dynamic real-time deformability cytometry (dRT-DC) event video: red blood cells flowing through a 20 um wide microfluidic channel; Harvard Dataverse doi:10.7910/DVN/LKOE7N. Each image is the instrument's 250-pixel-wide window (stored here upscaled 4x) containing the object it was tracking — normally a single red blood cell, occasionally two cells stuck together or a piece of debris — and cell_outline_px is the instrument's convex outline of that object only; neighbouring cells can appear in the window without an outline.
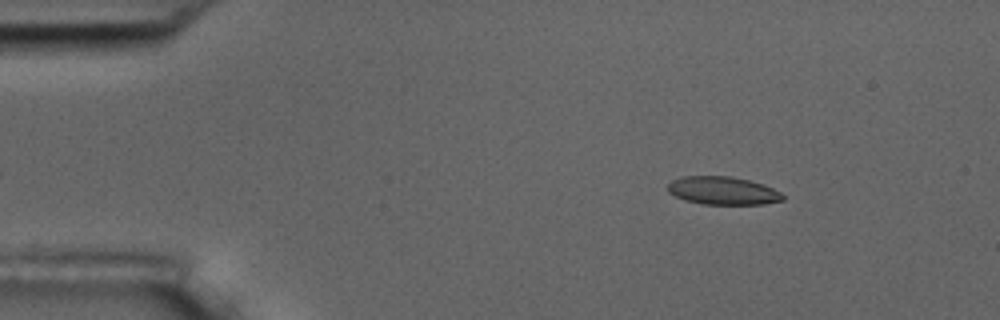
{"species": "common noctule bat (a hibernating species)", "species_latin": "Nyctalus noctula", "temperature_condition": "room temperature", "stored_images_in_passage": 45, "camera_frame_rate_fps": 3000, "um_per_image_px": 0.085, "animal": {"sex": "male", "body_mass_g": 17.5, "forearm_length_mm": 52.3}, "frame": {"image": 1, "passage_image": 3, "time_ms": 0.667, "image_size_px": [1000, 320], "cell_outline_px": [[784, 200], [764, 204], [704, 204], [684, 200], [668, 192], [668, 184], [672, 180], [680, 176], [732, 176], [764, 184], [780, 192], [784, 196]], "centroid_in_image_um": [61.44, 16.2], "position_along_channel_um": 23.6, "area_um2": 18.84}}
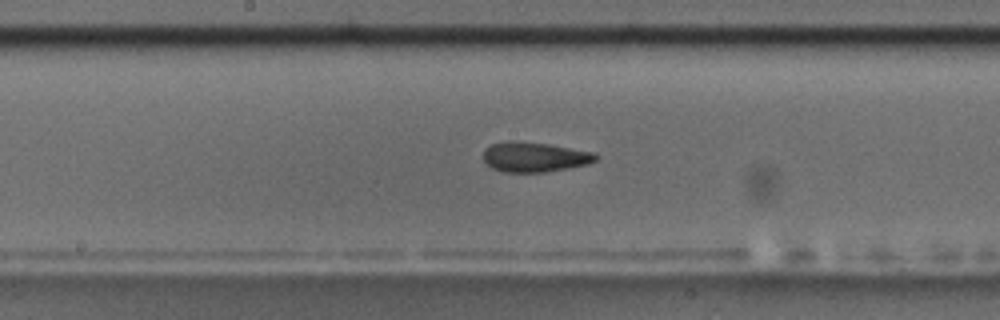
{"frame": {"image": 2, "passage_image": 24, "time_ms": 7.667, "image_size_px": [1000, 320], "cell_outline_px": [[600, 156], [596, 160], [588, 164], [568, 168], [544, 172], [504, 172], [492, 168], [484, 160], [484, 148], [492, 144], [508, 140], [516, 140], [548, 144], [596, 152]], "centroid_in_image_um": [45.46, 13.33], "position_along_channel_um": 202.7, "area_um2": 19.77}}
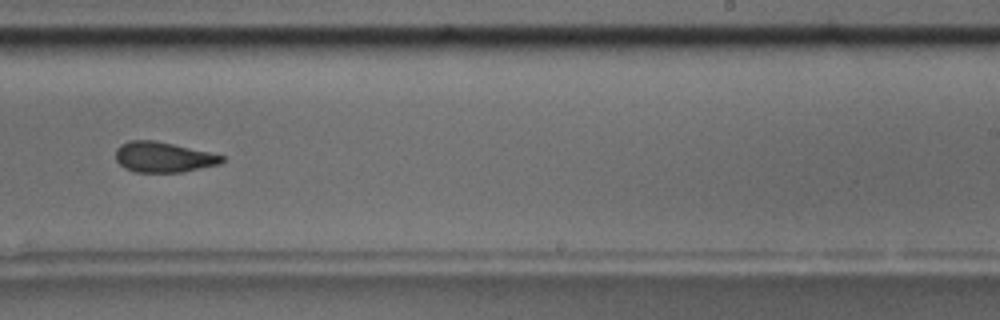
{"frame": {"image": 3, "passage_image": 30, "time_ms": 9.667, "image_size_px": [1000, 320], "cell_outline_px": [[224, 160], [220, 164], [180, 172], [136, 172], [124, 168], [116, 160], [116, 148], [120, 144], [128, 140], [152, 140], [172, 144], [208, 152], [224, 156]], "centroid_in_image_um": [13.84, 13.35], "position_along_channel_um": 275.2, "area_um2": 18.61}, "authors_computed_cell_mechanics": {"area_um2": 19.363, "velocity_mm_per_s": 3.6223, "shape_relaxation_time_tau1_ms": null, "shape_relaxation_time_tau2_ms": 2.7534, "deformation_change_tau1": null, "deformation_change_tau2": 0.0785}}